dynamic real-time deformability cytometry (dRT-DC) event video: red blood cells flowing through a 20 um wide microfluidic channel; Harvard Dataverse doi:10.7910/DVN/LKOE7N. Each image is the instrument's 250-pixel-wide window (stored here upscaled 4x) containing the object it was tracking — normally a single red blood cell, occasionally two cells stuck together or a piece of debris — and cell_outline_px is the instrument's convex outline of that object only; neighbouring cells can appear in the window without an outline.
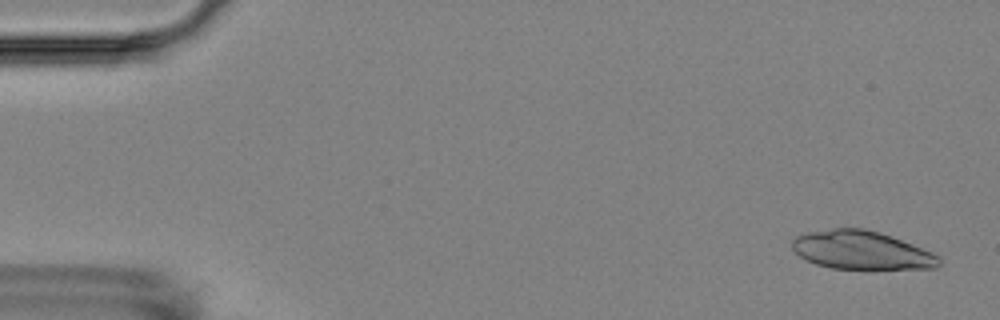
{"species": "Egyptian fruit bat (a non-hibernating species)", "species_latin": "Rousettus aegyptiacus", "temperature_condition": "room temperature", "stored_images_in_passage": 4, "camera_frame_rate_fps": 3000, "um_per_image_px": 0.085, "animal": {"sex": "female"}, "frame": {"image": 1, "passage_image": 1, "time_ms": 0.0, "image_size_px": [1000, 320], "cell_outline_px": [[940, 264], [936, 268], [832, 268], [816, 264], [804, 260], [792, 248], [792, 240], [796, 236], [808, 232], [832, 228], [864, 228], [880, 232], [912, 244], [932, 252], [940, 256]], "centroid_in_image_um": [73.2, 21.25], "position_along_channel_um": 11.8, "area_um2": 32.66}}